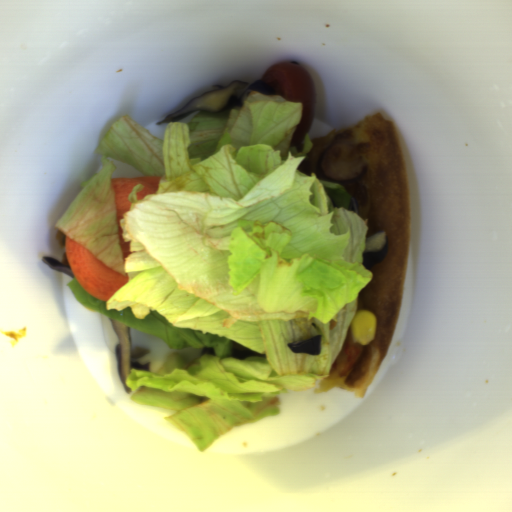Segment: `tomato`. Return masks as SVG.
<instances>
[{"label":"tomato","mask_w":512,"mask_h":512,"mask_svg":"<svg viewBox=\"0 0 512 512\" xmlns=\"http://www.w3.org/2000/svg\"><path fill=\"white\" fill-rule=\"evenodd\" d=\"M260 82H265L284 100L302 102L301 121L291 138V147L303 151V140L309 132L316 109L317 91L312 75L302 66L283 62L268 68Z\"/></svg>","instance_id":"tomato-1"}]
</instances>
